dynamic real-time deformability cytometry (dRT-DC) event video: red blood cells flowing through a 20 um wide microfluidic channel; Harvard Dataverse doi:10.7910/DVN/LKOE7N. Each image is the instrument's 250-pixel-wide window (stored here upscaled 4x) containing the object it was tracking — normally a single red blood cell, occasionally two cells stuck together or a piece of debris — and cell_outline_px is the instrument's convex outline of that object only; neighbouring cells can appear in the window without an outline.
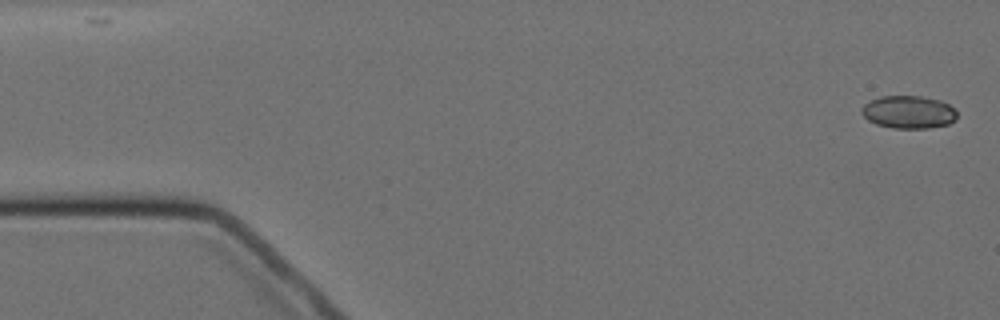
{"species": "Egyptian fruit bat (a non-hibernating species)", "species_latin": "Rousettus aegyptiacus", "temperature_condition": "cold", "stored_images_in_passage": 5, "camera_frame_rate_fps": 3000, "um_per_image_px": 0.085, "animal": {"sex": "female"}, "frame": {"image": 1, "passage_image": 1, "time_ms": 0.0, "image_size_px": [1000, 320], "cell_outline_px": [[956, 120], [948, 124], [928, 128], [892, 128], [876, 124], [868, 120], [860, 112], [860, 108], [864, 104], [880, 96], [920, 96], [940, 100], [948, 104], [956, 112]], "centroid_in_image_um": [77.2, 9.53], "position_along_channel_um": 7.8, "area_um2": 18.21}}
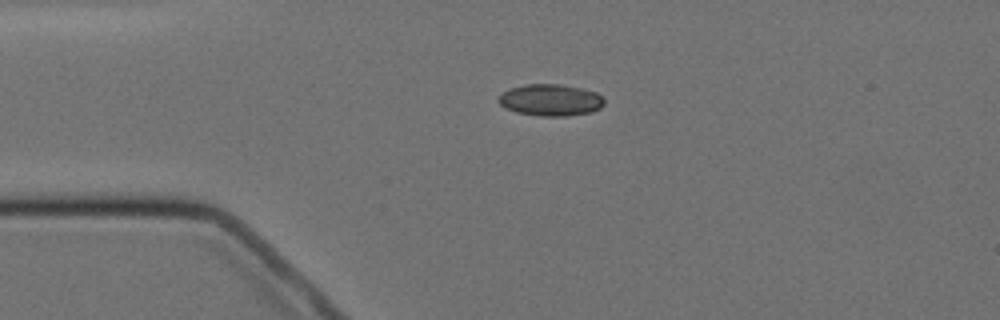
{"frame": {"image": 2, "passage_image": 4, "time_ms": 3.667, "image_size_px": [1000, 320], "cell_outline_px": [[604, 104], [600, 108], [592, 112], [568, 116], [540, 116], [516, 112], [500, 104], [496, 100], [504, 92], [512, 88], [524, 84], [560, 84], [580, 88], [596, 92], [604, 100]], "centroid_in_image_um": [46.81, 8.51], "position_along_channel_um": 38.2, "area_um2": 19.42}}